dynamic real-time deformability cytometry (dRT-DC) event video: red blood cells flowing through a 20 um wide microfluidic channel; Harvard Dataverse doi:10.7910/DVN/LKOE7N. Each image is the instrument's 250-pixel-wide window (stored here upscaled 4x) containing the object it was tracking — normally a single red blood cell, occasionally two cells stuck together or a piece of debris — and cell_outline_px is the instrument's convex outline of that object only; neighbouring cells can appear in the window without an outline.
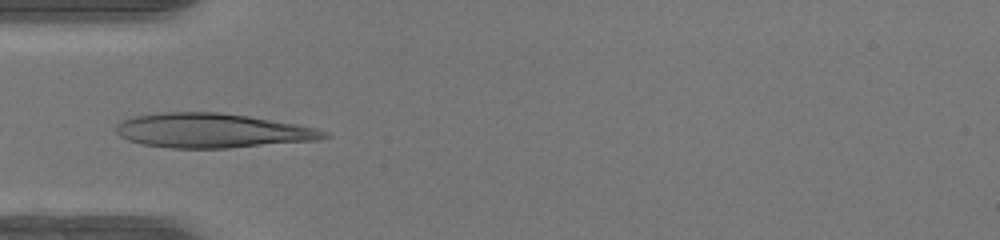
{"species": "human", "species_latin": "Homo sapiens", "temperature_condition": "warm", "stored_images_in_passage": 32, "camera_frame_rate_fps": 3000, "um_per_image_px": 0.085, "donor": {"sex": "female"}, "frame": {"image": 1, "passage_image": 1, "time_ms": 0.0, "image_size_px": [1000, 240], "cell_outline_px": [[332, 136], [320, 140], [228, 148], [172, 148], [144, 144], [128, 140], [120, 136], [116, 132], [116, 124], [120, 120], [136, 116], [164, 112], [216, 112], [248, 116], [296, 124], [316, 128], [328, 132]], "centroid_in_image_um": [18.06, 11.1], "position_along_channel_um": 66.9, "area_um2": 41.73}}
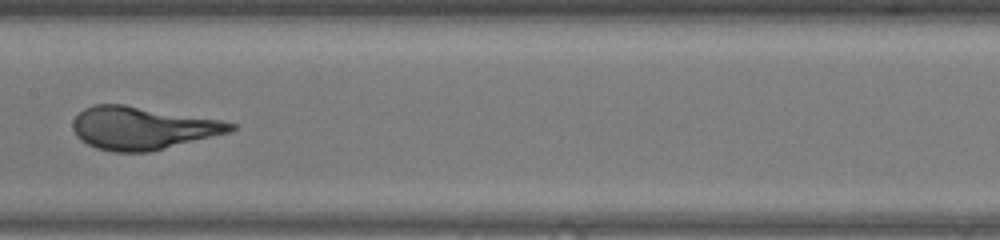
{"frame": {"image": 2, "passage_image": 10, "time_ms": 3.0, "image_size_px": [1000, 240], "cell_outline_px": [[236, 128], [232, 132], [148, 152], [116, 152], [96, 148], [80, 140], [76, 136], [72, 128], [72, 120], [84, 108], [92, 104], [124, 104], [220, 120], [236, 124]], "centroid_in_image_um": [12.08, 10.88], "position_along_channel_um": 195.3, "area_um2": 39.36}}
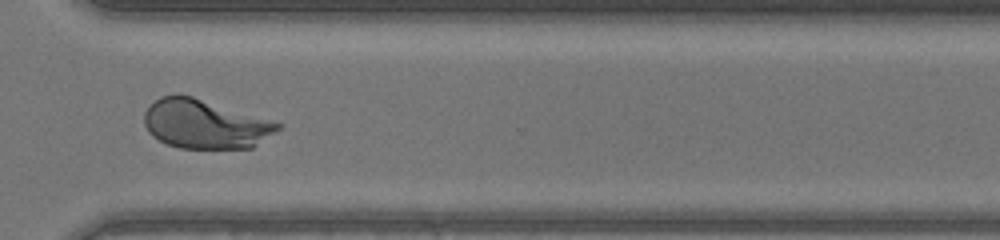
{"frame": {"image": 3, "passage_image": 21, "time_ms": 6.667, "image_size_px": [1000, 240], "cell_outline_px": [[284, 124], [280, 128], [252, 148], [180, 148], [168, 144], [152, 136], [148, 132], [144, 124], [144, 112], [160, 96], [176, 92], [192, 96]], "centroid_in_image_um": [17.39, 10.53], "position_along_channel_um": 353.2, "area_um2": 38.09}, "authors_computed_cell_mechanics": {"area_um2": 38.5526, "velocity_mm_per_s": 4.2868, "shape_relaxation_time_tau1_ms": 3.3411, "shape_relaxation_time_tau2_ms": null, "deformation_change_tau1": 0.232, "deformation_change_tau2": null}}